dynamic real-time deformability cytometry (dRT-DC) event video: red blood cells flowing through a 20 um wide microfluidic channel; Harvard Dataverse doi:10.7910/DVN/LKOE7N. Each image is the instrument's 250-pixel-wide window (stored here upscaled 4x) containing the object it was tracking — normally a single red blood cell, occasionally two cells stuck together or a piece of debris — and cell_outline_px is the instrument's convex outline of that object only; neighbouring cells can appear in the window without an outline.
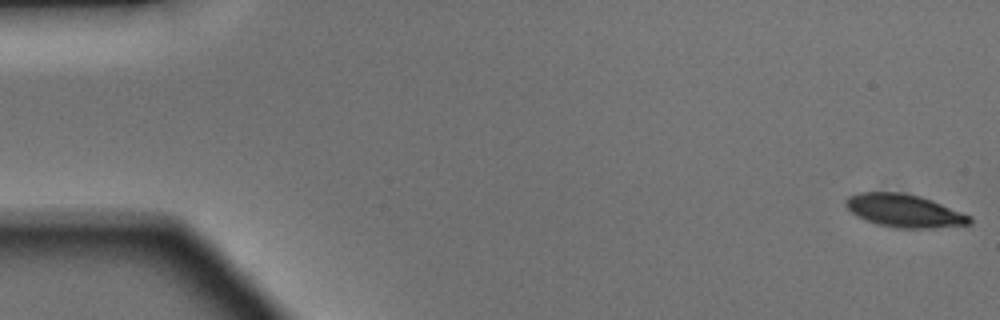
{"species": "Egyptian fruit bat (a non-hibernating species)", "species_latin": "Rousettus aegyptiacus", "temperature_condition": "warm", "stored_images_in_passage": 49, "camera_frame_rate_fps": 3000, "um_per_image_px": 0.085, "animal": {"sex": "male"}, "frame": {"image": 1, "passage_image": 1, "time_ms": 0.0, "image_size_px": [1000, 320], "cell_outline_px": [[972, 224], [932, 228], [896, 228], [876, 224], [852, 212], [844, 204], [844, 200], [848, 196], [860, 192], [900, 192], [920, 196], [972, 216]], "centroid_in_image_um": [76.87, 17.91], "position_along_channel_um": 8.1, "area_um2": 23.64}}
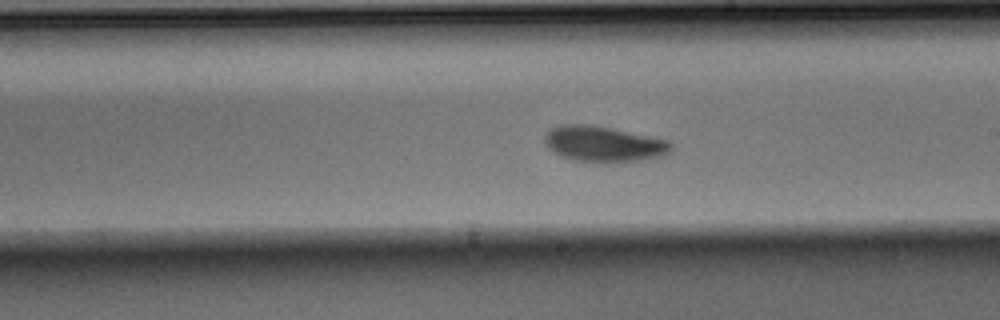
{"frame": {"image": 2, "passage_image": 28, "time_ms": 9.0, "image_size_px": [1000, 320], "cell_outline_px": [[672, 152], [664, 156], [648, 160], [608, 164], [596, 164], [572, 160], [560, 156], [552, 152], [544, 144], [544, 136], [552, 128], [560, 124], [588, 124], [668, 140], [672, 144]], "centroid_in_image_um": [51.31, 12.29], "position_along_channel_um": 237.7, "area_um2": 27.05}}
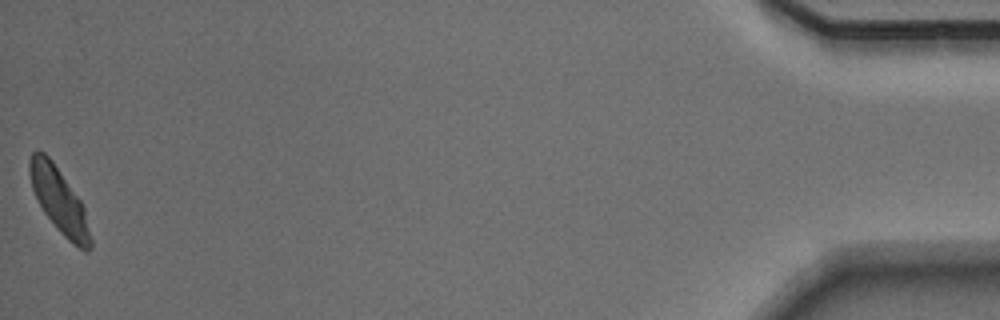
{"frame": {"image": 3, "passage_image": 49, "time_ms": 16.0, "image_size_px": [1000, 320], "cell_outline_px": [[92, 248], [88, 252], [84, 252], [72, 244], [56, 228], [44, 212], [32, 188], [28, 172], [28, 164], [32, 152], [44, 152], [52, 160], [80, 200], [84, 208], [92, 240]], "centroid_in_image_um": [5.04, 17.09], "position_along_channel_um": 430.2, "area_um2": 22.89}, "authors_computed_cell_mechanics": {"area_um2": 24.854, "velocity_mm_per_s": 4.1171, "shape_relaxation_time_tau1_ms": 2.24, "shape_relaxation_time_tau2_ms": null, "deformation_change_tau1": 0.1241, "deformation_change_tau2": null}}